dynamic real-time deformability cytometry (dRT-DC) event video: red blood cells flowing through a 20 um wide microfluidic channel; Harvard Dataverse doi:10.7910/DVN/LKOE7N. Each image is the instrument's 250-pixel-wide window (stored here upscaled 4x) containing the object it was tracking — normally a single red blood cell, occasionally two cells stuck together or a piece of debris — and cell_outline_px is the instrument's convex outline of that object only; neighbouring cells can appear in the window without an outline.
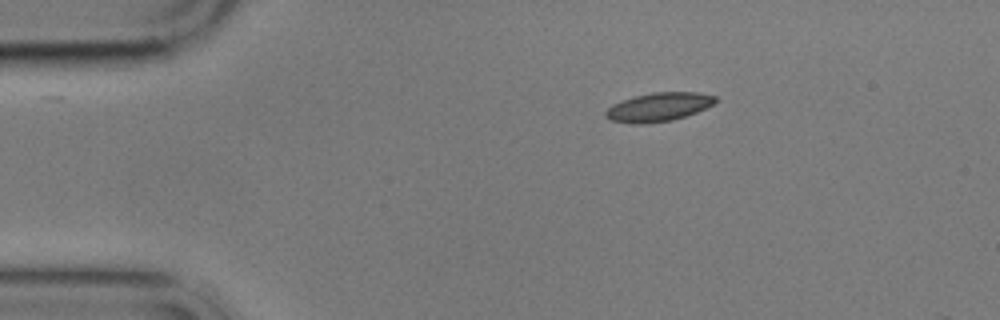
{"species": "common noctule bat (a hibernating species)", "species_latin": "Nyctalus noctula", "temperature_condition": "cold", "stored_images_in_passage": 4, "camera_frame_rate_fps": 3000, "um_per_image_px": 0.085, "animal": {"sex": "male", "body_mass_g": 17.9}, "frame": {"image": 1, "passage_image": 1, "time_ms": 0.0, "image_size_px": [1000, 320], "cell_outline_px": [[720, 100], [696, 112], [672, 120], [644, 124], [632, 124], [608, 120], [604, 116], [604, 112], [612, 104], [636, 96], [652, 92], [696, 92], [716, 96]], "centroid_in_image_um": [55.95, 9.1], "position_along_channel_um": 29.0, "area_um2": 18.38}}
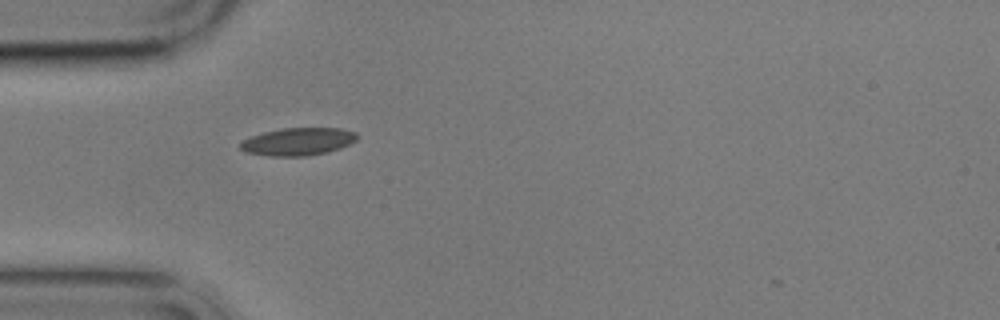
{"frame": {"image": 2, "passage_image": 3, "time_ms": 2.333, "image_size_px": [1000, 320], "cell_outline_px": [[360, 136], [356, 140], [340, 148], [328, 152], [304, 156], [268, 156], [244, 152], [240, 148], [240, 144], [244, 140], [252, 136], [264, 132], [280, 128], [340, 128], [356, 132]], "centroid_in_image_um": [25.34, 12.03], "position_along_channel_um": 59.7, "area_um2": 18.84}}
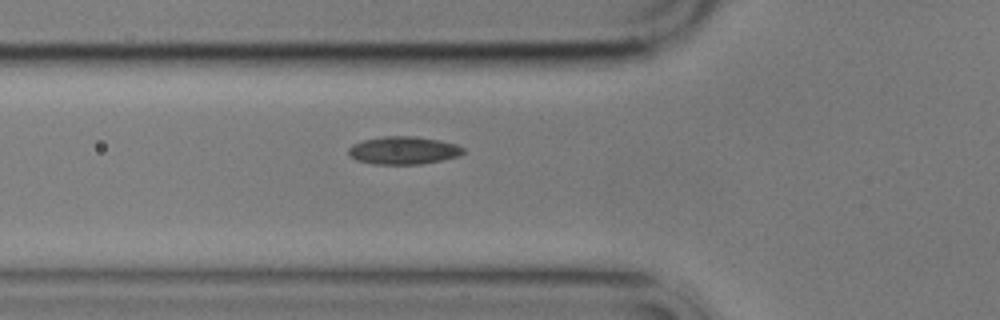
{"frame": {"image": 3, "passage_image": 4, "time_ms": 3.333, "image_size_px": [1000, 320], "cell_outline_px": [[464, 152], [460, 156], [420, 164], [372, 164], [356, 160], [348, 156], [348, 148], [352, 144], [364, 140], [384, 136], [412, 136], [440, 140], [456, 144], [464, 148]], "centroid_in_image_um": [34.27, 12.78], "position_along_channel_um": 91.5, "area_um2": 18.67}}